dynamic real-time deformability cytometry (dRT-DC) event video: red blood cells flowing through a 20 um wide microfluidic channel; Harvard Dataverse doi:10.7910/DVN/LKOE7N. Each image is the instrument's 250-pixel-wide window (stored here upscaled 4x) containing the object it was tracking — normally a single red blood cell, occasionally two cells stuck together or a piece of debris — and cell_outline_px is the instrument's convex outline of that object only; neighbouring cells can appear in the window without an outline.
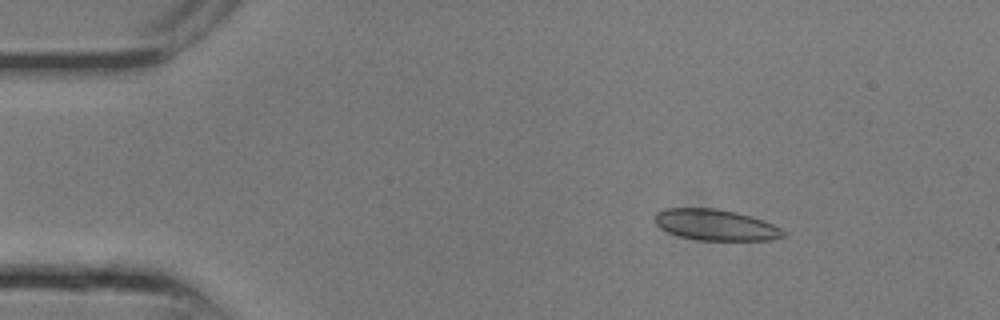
{"species": "common noctule bat (a hibernating species)", "species_latin": "Nyctalus noctula", "temperature_condition": "room temperature", "stored_images_in_passage": 9, "camera_frame_rate_fps": 3000, "um_per_image_px": 0.085, "animal": {"sex": "male", "body_mass_g": 13.3}, "frame": {"image": 1, "passage_image": 4, "time_ms": 1.0, "image_size_px": [1000, 320], "cell_outline_px": [[784, 236], [772, 240], [700, 240], [680, 236], [668, 232], [660, 228], [656, 224], [656, 212], [664, 208], [716, 208], [736, 212], [764, 220], [780, 228], [784, 232]], "centroid_in_image_um": [60.82, 19.11], "position_along_channel_um": 24.2, "area_um2": 23.12}}
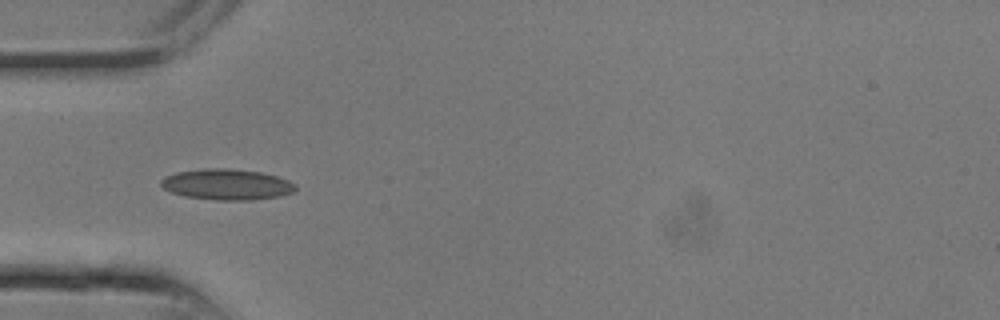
{"frame": {"image": 2, "passage_image": 8, "time_ms": 2.333, "image_size_px": [1000, 320], "cell_outline_px": [[296, 188], [292, 192], [280, 196], [252, 200], [216, 200], [184, 196], [172, 192], [164, 188], [160, 184], [160, 180], [164, 176], [176, 172], [204, 168], [228, 168], [260, 172], [276, 176], [288, 180], [296, 184]], "centroid_in_image_um": [19.26, 15.67], "position_along_channel_um": 65.7, "area_um2": 24.22}}